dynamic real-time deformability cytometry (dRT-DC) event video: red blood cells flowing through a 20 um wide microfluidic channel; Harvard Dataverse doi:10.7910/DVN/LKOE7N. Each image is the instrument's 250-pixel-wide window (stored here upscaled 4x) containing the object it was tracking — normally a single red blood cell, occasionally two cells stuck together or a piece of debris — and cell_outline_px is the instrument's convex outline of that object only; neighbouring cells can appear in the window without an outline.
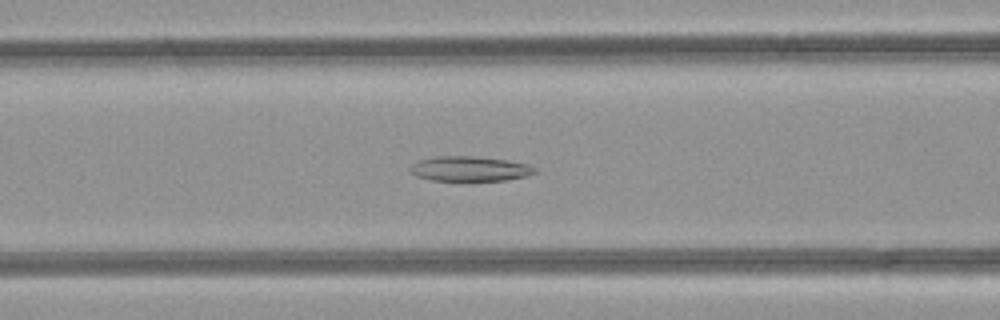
{"species": "common noctule bat (a hibernating species)", "species_latin": "Nyctalus noctula", "temperature_condition": "room temperature", "stored_images_in_passage": 39, "camera_frame_rate_fps": 3000, "um_per_image_px": 0.085, "animal": {"sex": "female", "body_mass_g": 21.9}, "frame": {"image": 1, "passage_image": 10, "time_ms": 3.0, "image_size_px": [1000, 320], "cell_outline_px": [[540, 172], [524, 176], [504, 180], [468, 184], [464, 184], [432, 180], [416, 176], [408, 168], [412, 164], [420, 160], [436, 156], [472, 156], [504, 160], [528, 164], [536, 168]], "centroid_in_image_um": [39.92, 14.4], "position_along_channel_um": 126.7, "area_um2": 18.96}}
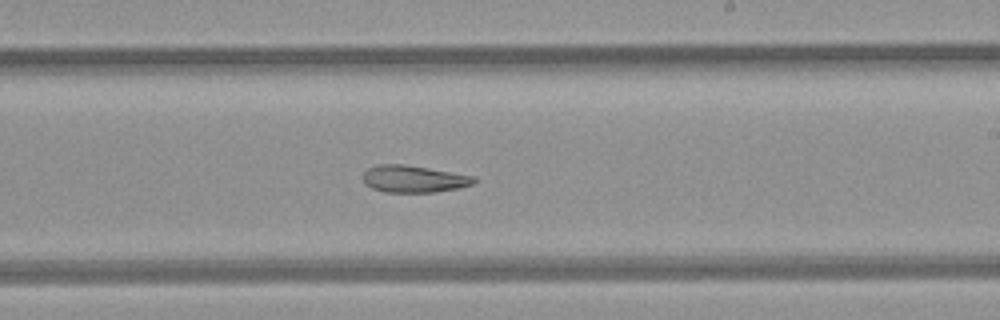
{"frame": {"image": 2, "passage_image": 19, "time_ms": 6.0, "image_size_px": [1000, 320], "cell_outline_px": [[476, 180], [472, 184], [460, 188], [436, 192], [384, 192], [372, 188], [364, 184], [364, 172], [368, 168], [376, 164], [404, 164], [476, 176]], "centroid_in_image_um": [35.17, 15.21], "position_along_channel_um": 253.8, "area_um2": 17.57}}
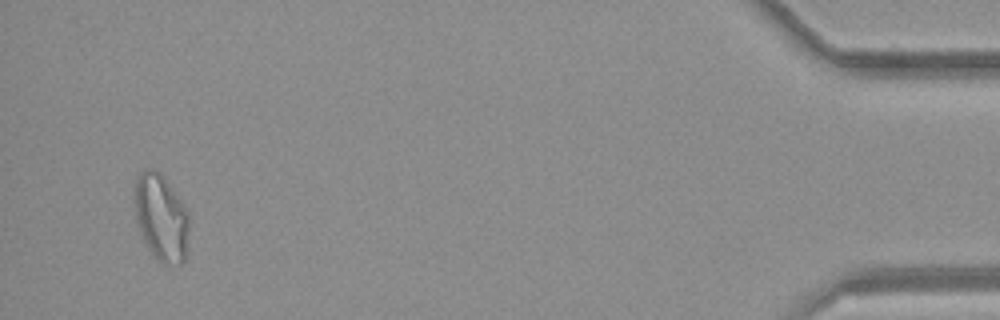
{"frame": {"image": 3, "passage_image": 37, "time_ms": 12.0, "image_size_px": [1000, 320], "cell_outline_px": [[188, 256], [180, 264], [164, 264], [156, 260], [148, 248], [136, 224], [136, 180], [148, 168], [160, 172], [164, 176], [184, 204], [188, 212]], "centroid_in_image_um": [13.74, 18.56], "position_along_channel_um": 421.5, "area_um2": 27.51}, "authors_computed_cell_mechanics": {"area_um2": 19.4208, "velocity_mm_per_s": 4.2479, "shape_relaxation_time_tau1_ms": null, "shape_relaxation_time_tau2_ms": 4.4476, "deformation_change_tau1": null, "deformation_change_tau2": 0.1203}}